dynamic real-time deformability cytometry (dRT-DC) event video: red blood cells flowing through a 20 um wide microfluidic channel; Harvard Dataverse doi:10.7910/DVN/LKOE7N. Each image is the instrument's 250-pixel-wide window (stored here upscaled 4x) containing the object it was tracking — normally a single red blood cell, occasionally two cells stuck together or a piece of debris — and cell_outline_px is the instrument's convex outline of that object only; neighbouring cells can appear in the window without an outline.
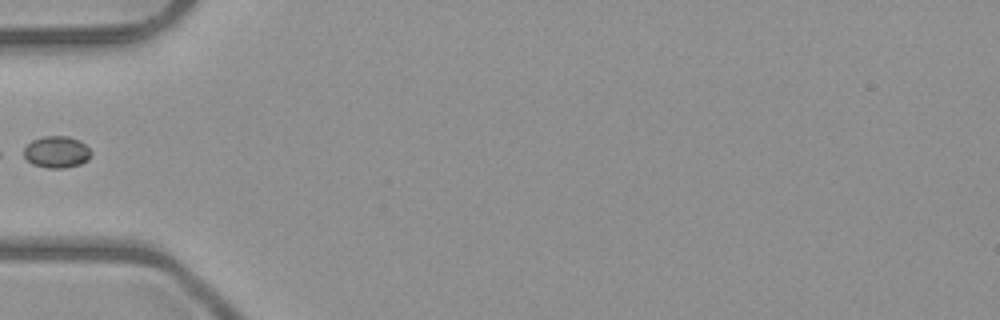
{"species": "common noctule bat (a hibernating species)", "species_latin": "Nyctalus noctula", "temperature_condition": "room temperature", "stored_images_in_passage": 4, "camera_frame_rate_fps": 3000, "um_per_image_px": 0.085, "animal": {"sex": "male", "body_mass_g": 23.1, "forearm_length_mm": 52.7}, "frame": {"image": 1, "passage_image": 3, "time_ms": 2.333, "image_size_px": [1000, 320], "cell_outline_px": [[92, 152], [88, 160], [80, 164], [64, 168], [48, 168], [32, 164], [24, 156], [24, 148], [32, 140], [44, 136], [68, 136], [80, 140]], "centroid_in_image_um": [4.82, 12.92], "position_along_channel_um": 80.2, "area_um2": 12.43}}
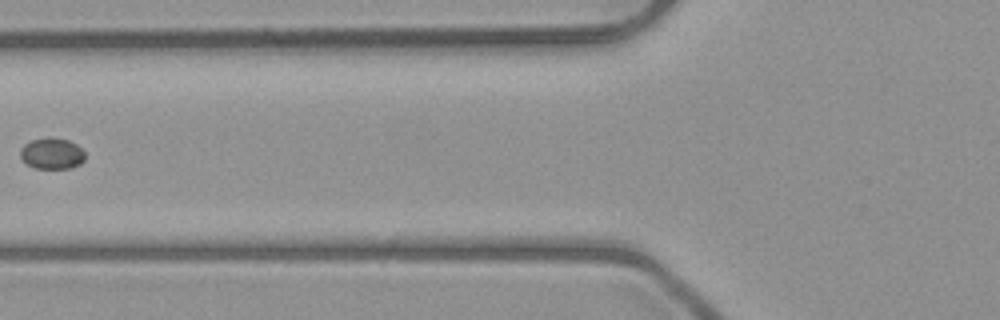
{"frame": {"image": 2, "passage_image": 4, "time_ms": 3.333, "image_size_px": [1000, 320], "cell_outline_px": [[84, 160], [80, 164], [72, 168], [36, 168], [28, 164], [20, 156], [20, 152], [24, 144], [32, 140], [48, 136], [68, 140], [76, 144], [84, 152]], "centroid_in_image_um": [4.42, 13.03], "position_along_channel_um": 121.4, "area_um2": 11.68}}